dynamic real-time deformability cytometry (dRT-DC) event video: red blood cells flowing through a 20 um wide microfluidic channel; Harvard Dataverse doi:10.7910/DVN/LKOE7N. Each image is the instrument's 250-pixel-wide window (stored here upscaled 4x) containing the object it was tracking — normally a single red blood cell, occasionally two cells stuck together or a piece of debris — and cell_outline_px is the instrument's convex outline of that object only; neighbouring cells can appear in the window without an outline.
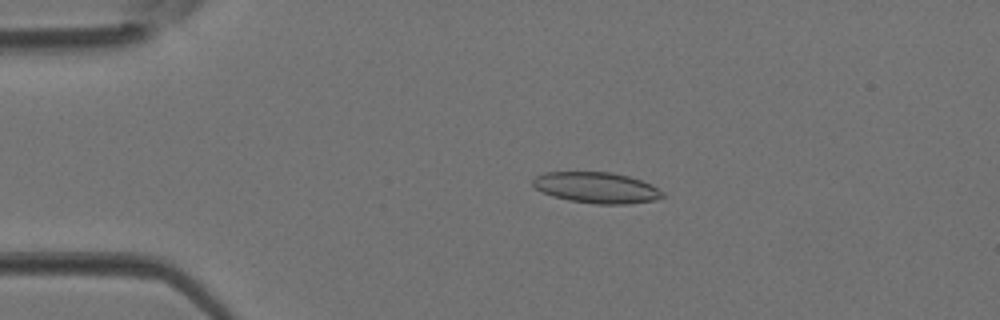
{"species": "Egyptian fruit bat (a non-hibernating species)", "species_latin": "Rousettus aegyptiacus", "temperature_condition": "room temperature", "stored_images_in_passage": 5, "camera_frame_rate_fps": 3000, "um_per_image_px": 0.085, "animal": {"sex": "female"}, "frame": {"image": 1, "passage_image": 3, "time_ms": 0.667, "image_size_px": [1000, 320], "cell_outline_px": [[664, 196], [656, 200], [628, 204], [596, 204], [568, 200], [552, 196], [536, 188], [532, 184], [532, 180], [536, 176], [544, 172], [612, 172], [628, 176], [652, 184], [664, 192]], "centroid_in_image_um": [50.72, 15.95], "position_along_channel_um": 34.3, "area_um2": 23.47}}
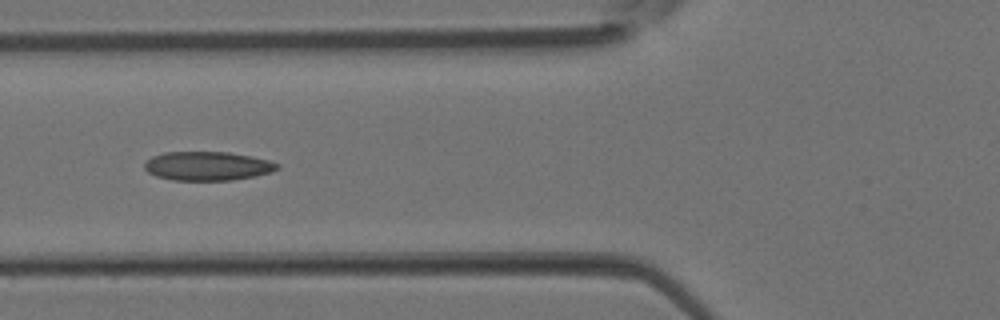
{"frame": {"image": 2, "passage_image": 5, "time_ms": 1.333, "image_size_px": [1000, 320], "cell_outline_px": [[280, 168], [272, 172], [256, 176], [232, 180], [172, 180], [156, 176], [148, 172], [144, 168], [144, 164], [152, 156], [164, 152], [228, 152], [252, 156], [268, 160], [280, 164]], "centroid_in_image_um": [17.66, 14.11], "position_along_channel_um": 108.1, "area_um2": 22.48}}